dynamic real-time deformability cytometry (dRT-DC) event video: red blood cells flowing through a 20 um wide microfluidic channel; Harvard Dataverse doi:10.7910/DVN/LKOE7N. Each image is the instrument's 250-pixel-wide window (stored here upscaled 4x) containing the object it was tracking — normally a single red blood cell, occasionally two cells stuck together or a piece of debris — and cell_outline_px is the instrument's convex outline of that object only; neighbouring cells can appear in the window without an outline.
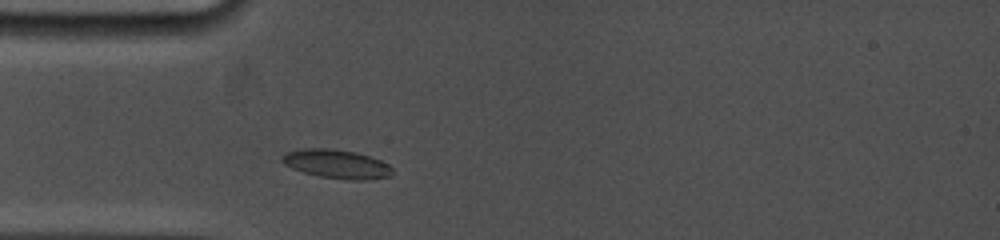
{"species": "common noctule bat (a hibernating species)", "species_latin": "Nyctalus noctula", "temperature_condition": "cold", "stored_images_in_passage": 3, "camera_frame_rate_fps": 5000, "um_per_image_px": 0.085, "animal": {"sex": "female", "body_mass_g": 19.0, "forearm_length_mm": 53.3}, "frame": {"image": 1, "passage_image": 3, "time_ms": 1.4, "image_size_px": [1000, 240], "cell_outline_px": [[392, 172], [388, 176], [368, 180], [348, 180], [320, 176], [304, 172], [292, 168], [284, 164], [280, 160], [280, 156], [288, 152], [304, 148], [332, 148], [356, 152], [380, 160], [388, 164], [392, 168]], "centroid_in_image_um": [28.59, 13.93], "position_along_channel_um": 56.4, "area_um2": 18.5}}